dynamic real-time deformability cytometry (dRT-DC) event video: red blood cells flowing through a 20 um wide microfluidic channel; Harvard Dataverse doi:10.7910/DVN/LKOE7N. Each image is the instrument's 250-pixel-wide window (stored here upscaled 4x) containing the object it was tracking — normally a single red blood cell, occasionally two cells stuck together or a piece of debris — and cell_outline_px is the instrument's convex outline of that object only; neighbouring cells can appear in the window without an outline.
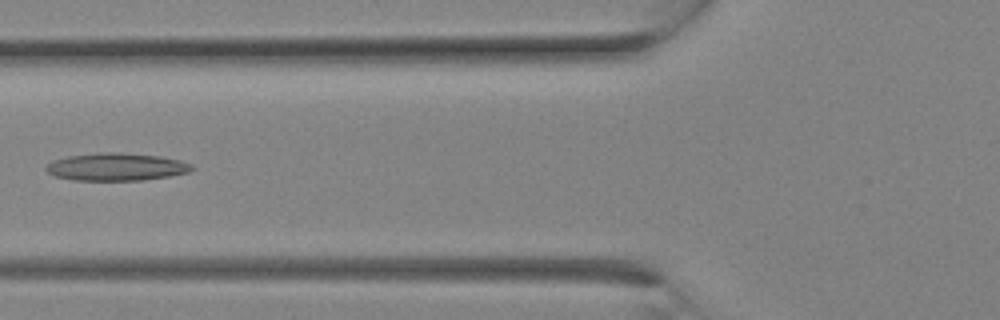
{"species": "Egyptian fruit bat (a non-hibernating species)", "species_latin": "Rousettus aegyptiacus", "temperature_condition": "room temperature", "stored_images_in_passage": 15, "camera_frame_rate_fps": 3000, "um_per_image_px": 0.085, "animal": {"sex": "female"}, "frame": {"image": 1, "passage_image": 6, "time_ms": 1.667, "image_size_px": [1000, 320], "cell_outline_px": [[196, 168], [188, 172], [168, 176], [144, 180], [72, 180], [56, 176], [48, 172], [44, 168], [52, 160], [68, 156], [104, 152], [120, 152], [160, 156], [180, 160], [192, 164]], "centroid_in_image_um": [9.9, 14.18], "position_along_channel_um": 115.9, "area_um2": 23.47}}
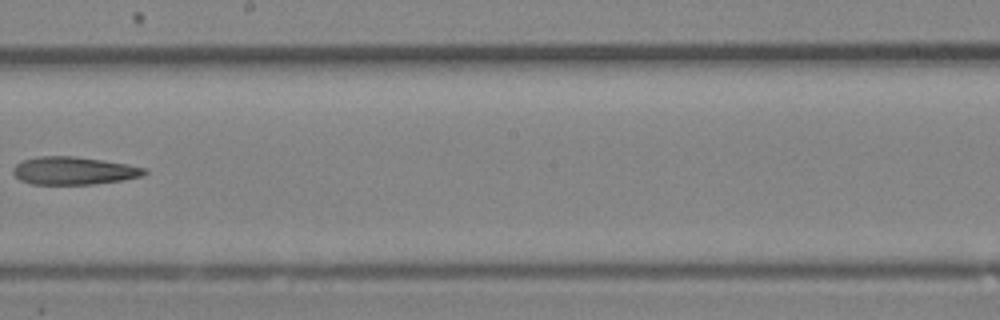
{"frame": {"image": 2, "passage_image": 11, "time_ms": 3.333, "image_size_px": [1000, 320], "cell_outline_px": [[148, 172], [144, 176], [120, 180], [92, 184], [32, 184], [20, 180], [12, 172], [12, 168], [20, 160], [36, 156], [72, 156], [128, 164], [148, 168]], "centroid_in_image_um": [6.26, 14.5], "position_along_channel_um": 241.9, "area_um2": 21.39}}
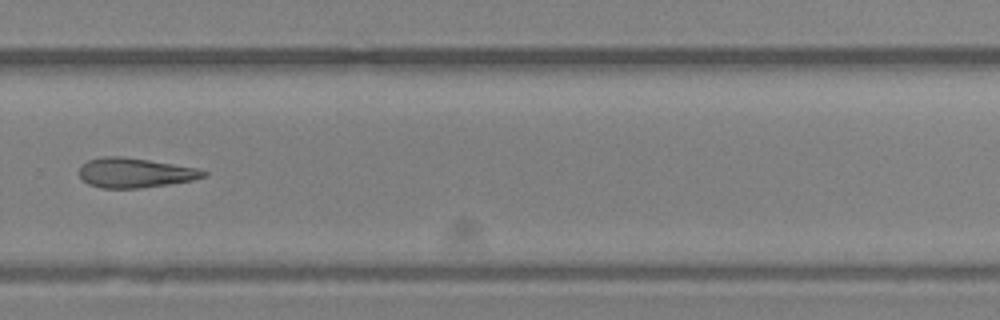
{"frame": {"image": 3, "passage_image": 14, "time_ms": 4.333, "image_size_px": [1000, 320], "cell_outline_px": [[208, 172], [204, 176], [192, 180], [168, 184], [140, 188], [100, 188], [88, 184], [80, 176], [80, 164], [88, 160], [104, 156], [124, 156], [196, 168]], "centroid_in_image_um": [11.42, 14.68], "position_along_channel_um": 318.4, "area_um2": 21.33}}